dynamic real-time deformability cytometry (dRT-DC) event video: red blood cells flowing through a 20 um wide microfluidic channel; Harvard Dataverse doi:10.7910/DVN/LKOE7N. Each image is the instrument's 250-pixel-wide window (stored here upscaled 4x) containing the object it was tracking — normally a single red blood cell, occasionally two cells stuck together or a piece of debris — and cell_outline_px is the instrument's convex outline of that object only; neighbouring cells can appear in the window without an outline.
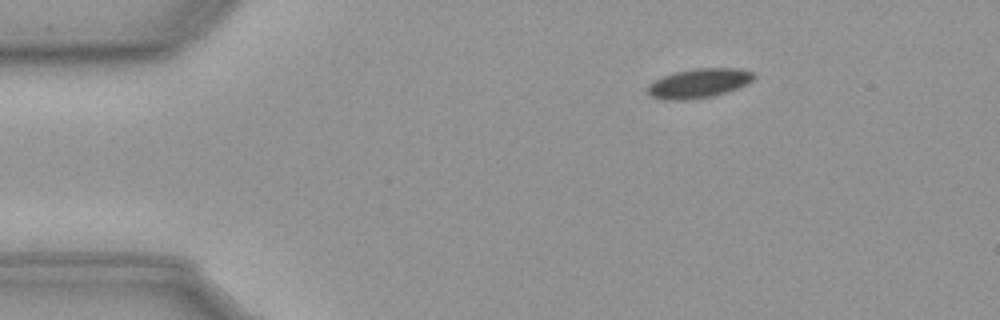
{"species": "common noctule bat (a hibernating species)", "species_latin": "Nyctalus noctula", "temperature_condition": "cold", "stored_images_in_passage": 50, "camera_frame_rate_fps": 3000, "um_per_image_px": 0.085, "animal": {"sex": "male", "body_mass_g": 23.1, "forearm_length_mm": 52.7}, "frame": {"image": 1, "passage_image": 2, "time_ms": 0.333, "image_size_px": [1000, 320], "cell_outline_px": [[756, 76], [748, 84], [712, 96], [680, 100], [652, 96], [648, 92], [648, 84], [672, 72], [692, 68], [740, 68], [756, 72]], "centroid_in_image_um": [59.47, 7.03], "position_along_channel_um": 25.5, "area_um2": 17.92}}
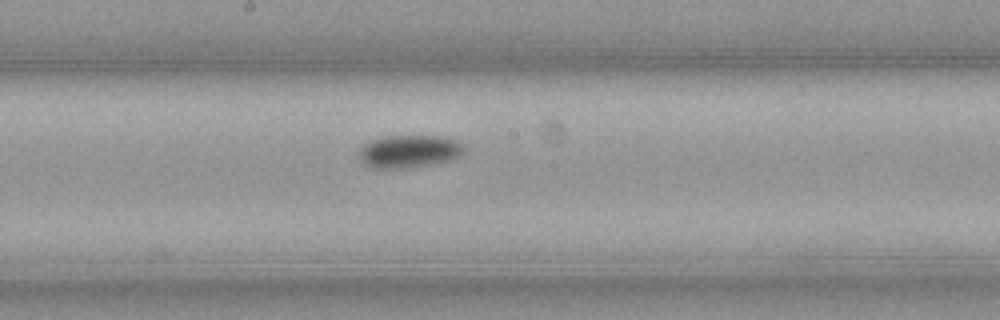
{"frame": {"image": 2, "passage_image": 23, "time_ms": 7.333, "image_size_px": [1000, 320], "cell_outline_px": [[464, 152], [460, 156], [448, 160], [428, 164], [400, 168], [372, 168], [364, 164], [360, 160], [360, 148], [364, 144], [372, 140], [384, 136], [444, 136], [456, 140], [464, 144]], "centroid_in_image_um": [34.78, 12.85], "position_along_channel_um": 213.4, "area_um2": 19.88}}
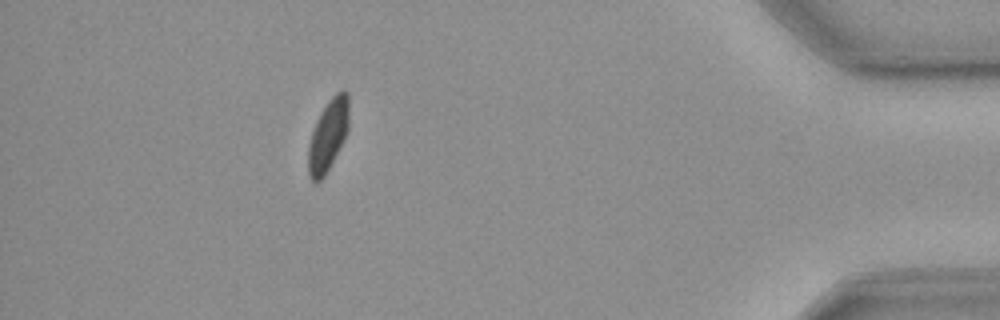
{"frame": {"image": 3, "passage_image": 44, "time_ms": 14.333, "image_size_px": [1000, 320], "cell_outline_px": [[348, 132], [324, 176], [320, 180], [312, 180], [308, 172], [308, 148], [312, 132], [316, 120], [320, 112], [328, 100], [336, 92], [344, 88], [348, 92]], "centroid_in_image_um": [27.89, 11.43], "position_along_channel_um": 407.3, "area_um2": 16.82}, "authors_computed_cell_mechanics": {"area_um2": 18.4093, "velocity_mm_per_s": 3.5977, "shape_relaxation_time_tau1_ms": 2.2225, "shape_relaxation_time_tau2_ms": null, "deformation_change_tau1": 0.062, "deformation_change_tau2": null}}